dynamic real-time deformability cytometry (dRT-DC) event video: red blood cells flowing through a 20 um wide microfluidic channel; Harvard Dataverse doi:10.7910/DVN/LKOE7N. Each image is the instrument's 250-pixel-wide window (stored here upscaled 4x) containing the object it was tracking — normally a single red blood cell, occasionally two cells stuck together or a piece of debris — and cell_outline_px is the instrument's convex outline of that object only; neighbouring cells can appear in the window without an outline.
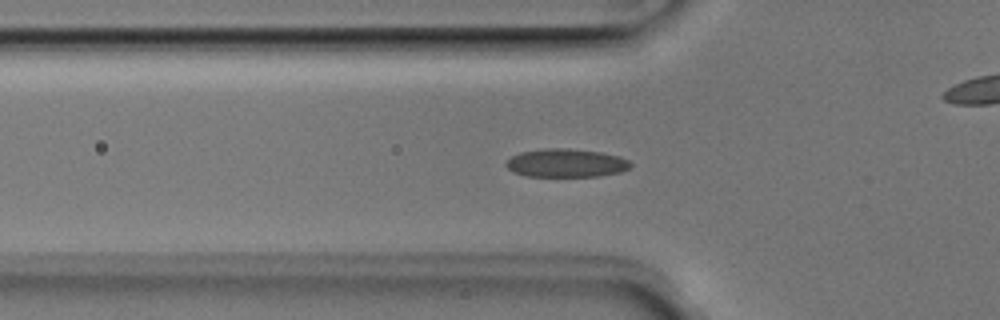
{"species": "Egyptian fruit bat (a non-hibernating species)", "species_latin": "Rousettus aegyptiacus", "temperature_condition": "room temperature", "stored_images_in_passage": 47, "camera_frame_rate_fps": 3000, "um_per_image_px": 0.085, "animal": {"sex": "male"}, "frame": {"image": 1, "passage_image": 12, "time_ms": 3.667, "image_size_px": [1000, 320], "cell_outline_px": [[632, 164], [628, 168], [620, 172], [600, 176], [524, 176], [512, 172], [504, 164], [504, 160], [520, 152], [544, 148], [568, 148], [600, 152], [620, 156], [628, 160]], "centroid_in_image_um": [48.07, 13.85], "position_along_channel_um": 77.7, "area_um2": 20.75}}
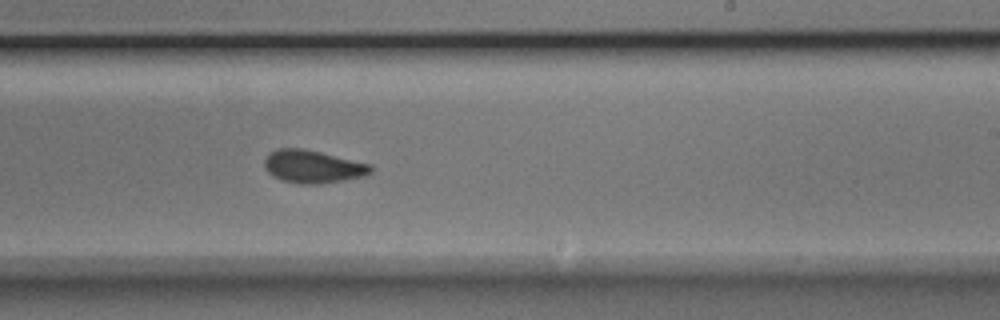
{"frame": {"image": 2, "passage_image": 26, "time_ms": 8.333, "image_size_px": [1000, 320], "cell_outline_px": [[372, 172], [364, 176], [320, 184], [300, 184], [284, 180], [272, 176], [264, 168], [264, 160], [268, 152], [276, 148], [304, 148], [372, 164]], "centroid_in_image_um": [26.57, 14.14], "position_along_channel_um": 262.4, "area_um2": 20.52}}
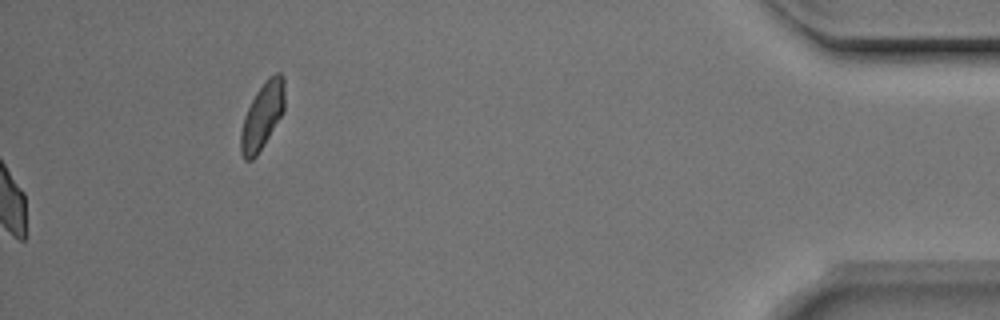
{"frame": {"image": 3, "passage_image": 47, "time_ms": 15.333, "image_size_px": [1000, 320], "cell_outline_px": [[284, 112], [264, 144], [256, 156], [252, 160], [244, 160], [240, 152], [240, 132], [244, 116], [256, 92], [268, 76], [276, 72], [280, 72], [284, 76]], "centroid_in_image_um": [22.3, 9.84], "position_along_channel_um": 412.9, "area_um2": 17.11}, "authors_computed_cell_mechanics": {"area_um2": 19.9988, "velocity_mm_per_s": 3.956, "shape_relaxation_time_tau1_ms": 3.5106, "shape_relaxation_time_tau2_ms": 1.3483, "deformation_change_tau1": 0.1091, "deformation_change_tau2": 0.0577}}